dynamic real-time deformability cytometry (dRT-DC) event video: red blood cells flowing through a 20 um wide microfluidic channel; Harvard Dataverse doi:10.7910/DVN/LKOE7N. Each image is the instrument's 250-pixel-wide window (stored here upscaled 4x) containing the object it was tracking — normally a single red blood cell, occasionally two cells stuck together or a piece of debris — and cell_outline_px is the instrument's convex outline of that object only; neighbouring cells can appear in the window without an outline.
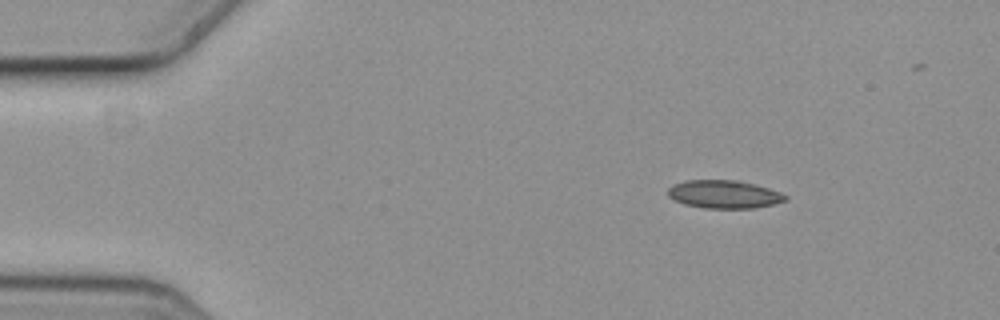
{"species": "common noctule bat (a hibernating species)", "species_latin": "Nyctalus noctula", "temperature_condition": "cold", "stored_images_in_passage": 5, "camera_frame_rate_fps": 3000, "um_per_image_px": 0.085, "animal": {"sex": "female", "body_mass_g": 19.3, "forearm_length_mm": 54.1}, "frame": {"image": 1, "passage_image": 1, "time_ms": 0.0, "image_size_px": [1000, 320], "cell_outline_px": [[788, 200], [756, 208], [704, 208], [684, 204], [668, 196], [668, 188], [684, 180], [740, 180], [768, 188], [780, 192], [788, 196]], "centroid_in_image_um": [61.57, 16.51], "position_along_channel_um": 23.4, "area_um2": 19.19}}